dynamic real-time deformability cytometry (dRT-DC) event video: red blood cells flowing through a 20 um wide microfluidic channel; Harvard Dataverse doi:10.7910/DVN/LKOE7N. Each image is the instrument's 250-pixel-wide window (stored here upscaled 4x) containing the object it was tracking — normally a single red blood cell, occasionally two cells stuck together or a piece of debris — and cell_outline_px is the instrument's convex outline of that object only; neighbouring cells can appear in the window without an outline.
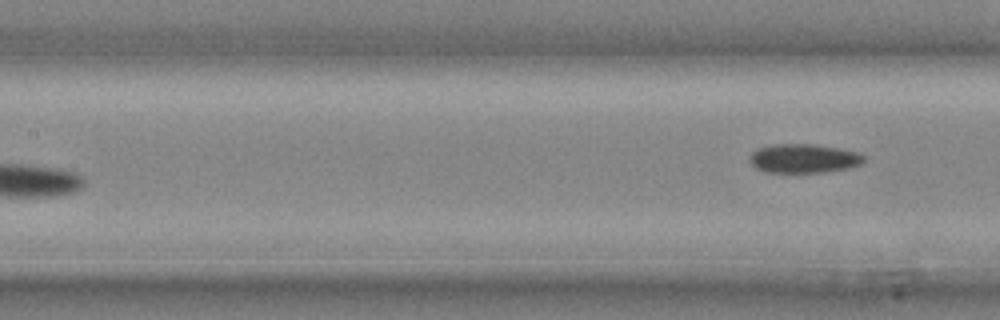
{"species": "common noctule bat (a hibernating species)", "species_latin": "Nyctalus noctula", "temperature_condition": "cold", "stored_images_in_passage": 11, "segment_of_instrument_passage": [2, 2], "camera_frame_rate_fps": 3000, "um_per_image_px": 0.085, "animal": {"sex": "male", "body_mass_g": 20.4}, "frame": {"image": 1, "passage_image": 11, "time_ms": 3.333, "image_size_px": [1000, 320], "cell_outline_px": [[864, 160], [860, 164], [848, 168], [824, 172], [764, 172], [756, 168], [748, 160], [748, 156], [756, 148], [772, 144], [812, 144], [840, 148], [856, 152], [864, 156]], "centroid_in_image_um": [68.26, 13.46], "position_along_channel_um": 139.1, "area_um2": 19.36}}